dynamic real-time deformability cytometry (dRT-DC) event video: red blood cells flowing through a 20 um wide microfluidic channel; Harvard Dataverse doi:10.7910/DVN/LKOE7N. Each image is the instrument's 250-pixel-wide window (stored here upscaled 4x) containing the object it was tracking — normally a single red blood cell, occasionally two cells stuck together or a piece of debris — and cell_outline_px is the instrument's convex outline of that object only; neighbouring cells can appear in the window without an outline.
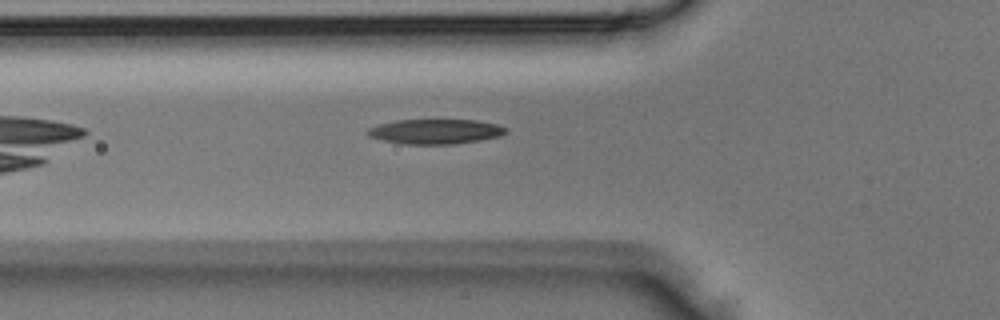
{"species": "Egyptian fruit bat (a non-hibernating species)", "species_latin": "Rousettus aegyptiacus", "temperature_condition": "room temperature", "stored_images_in_passage": 4, "camera_frame_rate_fps": 3000, "um_per_image_px": 0.085, "animal": {"sex": "male"}, "frame": {"image": 1, "passage_image": 4, "time_ms": 1.0, "image_size_px": [1000, 320], "cell_outline_px": [[508, 132], [500, 136], [480, 140], [452, 144], [404, 144], [384, 140], [368, 136], [364, 132], [368, 128], [380, 124], [396, 120], [476, 120], [496, 124], [504, 128]], "centroid_in_image_um": [36.98, 11.18], "position_along_channel_um": 88.8, "area_um2": 19.88}}